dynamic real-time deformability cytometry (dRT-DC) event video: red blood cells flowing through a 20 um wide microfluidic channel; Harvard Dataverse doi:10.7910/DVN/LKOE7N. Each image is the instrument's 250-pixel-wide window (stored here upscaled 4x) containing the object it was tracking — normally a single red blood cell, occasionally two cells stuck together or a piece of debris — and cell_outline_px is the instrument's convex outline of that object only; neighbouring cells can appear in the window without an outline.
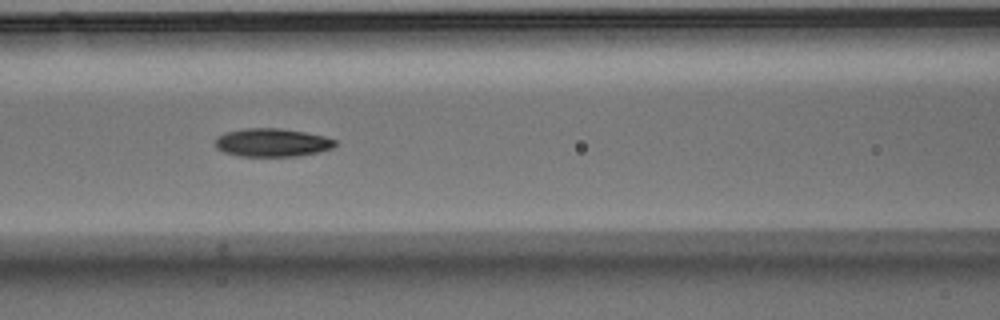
{"species": "Egyptian fruit bat (a non-hibernating species)", "species_latin": "Rousettus aegyptiacus", "temperature_condition": "warm", "stored_images_in_passage": 33, "camera_frame_rate_fps": 3000, "um_per_image_px": 0.085, "animal": {"sex": "male"}, "frame": {"image": 1, "passage_image": 10, "time_ms": 3.0, "image_size_px": [1000, 320], "cell_outline_px": [[336, 144], [332, 148], [316, 152], [296, 156], [240, 156], [224, 152], [216, 148], [216, 136], [224, 132], [244, 128], [280, 128], [304, 132], [324, 136], [336, 140]], "centroid_in_image_um": [23.09, 12.11], "position_along_channel_um": 143.5, "area_um2": 19.71}}
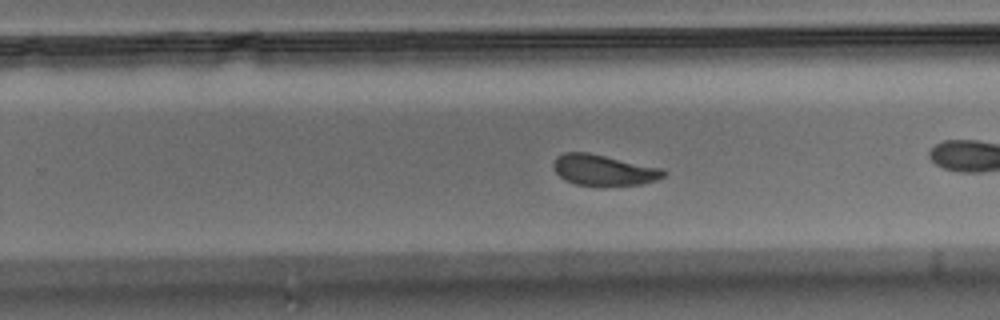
{"frame": {"image": 2, "passage_image": 15, "time_ms": 4.667, "image_size_px": [1000, 320], "cell_outline_px": [[668, 172], [664, 176], [656, 180], [640, 184], [576, 184], [564, 180], [552, 168], [552, 164], [556, 156], [564, 152], [588, 152], [664, 168]], "centroid_in_image_um": [51.31, 14.42], "position_along_channel_um": 278.5, "area_um2": 19.65}}